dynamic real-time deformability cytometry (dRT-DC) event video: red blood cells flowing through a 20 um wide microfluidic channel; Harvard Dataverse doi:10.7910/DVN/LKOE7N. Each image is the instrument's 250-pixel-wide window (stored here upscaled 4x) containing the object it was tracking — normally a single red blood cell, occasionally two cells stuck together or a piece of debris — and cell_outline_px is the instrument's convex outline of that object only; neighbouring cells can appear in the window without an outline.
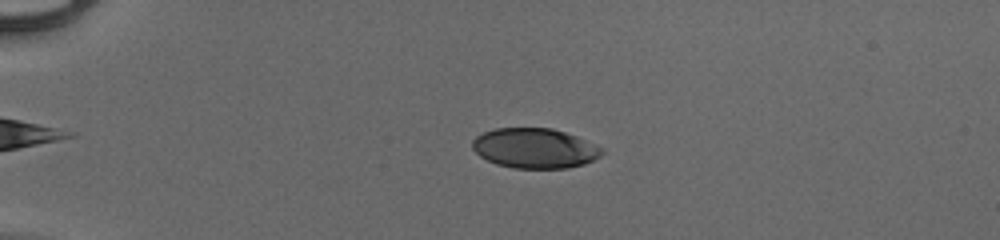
{"species": "human", "species_latin": "Homo sapiens", "temperature_condition": "cold", "stored_images_in_passage": 22, "camera_frame_rate_fps": 3000, "um_per_image_px": 0.085, "donor": {"sex": "male"}, "frame": {"image": 1, "passage_image": 15, "time_ms": 4.667, "image_size_px": [1000, 240], "cell_outline_px": [[604, 152], [600, 156], [584, 164], [568, 168], [512, 168], [496, 164], [480, 156], [472, 148], [472, 140], [476, 136], [484, 132], [496, 128], [552, 128], [576, 136], [604, 148]], "centroid_in_image_um": [45.45, 12.6], "position_along_channel_um": 39.5, "area_um2": 30.17}}
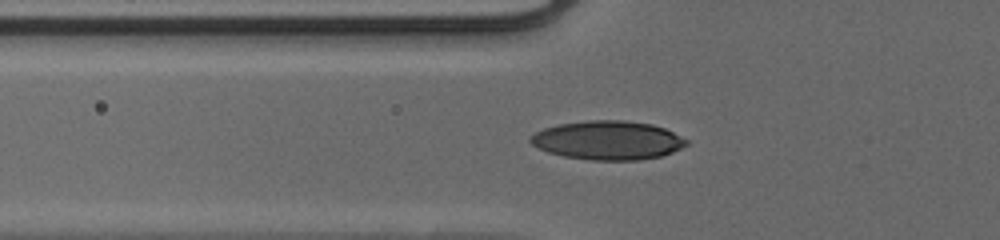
{"frame": {"image": 2, "passage_image": 22, "time_ms": 7.0, "image_size_px": [1000, 240], "cell_outline_px": [[688, 144], [672, 152], [660, 156], [640, 160], [592, 160], [564, 156], [548, 152], [532, 144], [528, 140], [536, 132], [544, 128], [560, 124], [588, 120], [624, 120], [652, 124], [664, 128], [688, 140]], "centroid_in_image_um": [51.67, 11.92], "position_along_channel_um": 74.1, "area_um2": 35.08}}